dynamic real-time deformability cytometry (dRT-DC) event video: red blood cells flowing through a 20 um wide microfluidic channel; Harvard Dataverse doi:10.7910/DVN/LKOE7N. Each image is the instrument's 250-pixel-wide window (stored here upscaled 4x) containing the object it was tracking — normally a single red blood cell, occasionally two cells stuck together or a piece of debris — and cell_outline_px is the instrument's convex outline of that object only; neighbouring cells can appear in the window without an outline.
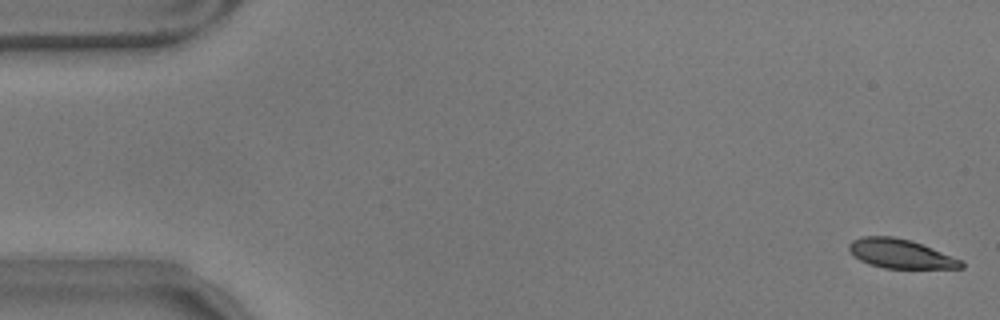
{"species": "common noctule bat (a hibernating species)", "species_latin": "Nyctalus noctula", "temperature_condition": "warm", "stored_images_in_passage": 55, "camera_frame_rate_fps": 3000, "um_per_image_px": 0.085, "animal": {"sex": "male", "body_mass_g": 17.9}, "frame": {"image": 1, "passage_image": 1, "time_ms": 0.0, "image_size_px": [1000, 320], "cell_outline_px": [[964, 268], [884, 268], [868, 264], [852, 256], [848, 248], [848, 244], [852, 240], [860, 236], [892, 236], [908, 240], [932, 248], [964, 260]], "centroid_in_image_um": [76.52, 21.57], "position_along_channel_um": 8.5, "area_um2": 19.13}}
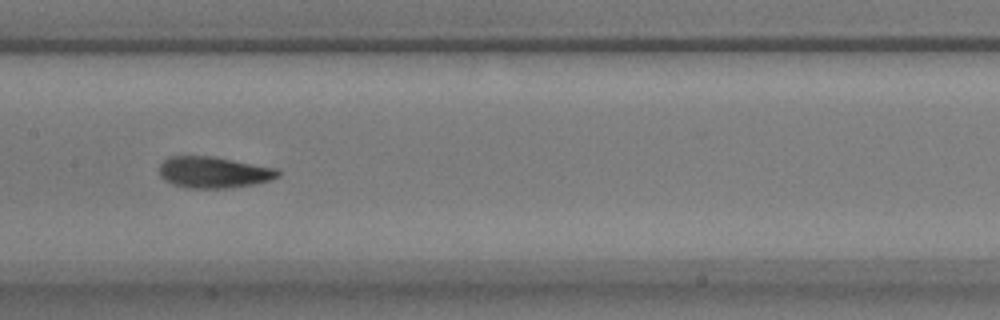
{"frame": {"image": 2, "passage_image": 28, "time_ms": 9.0, "image_size_px": [1000, 320], "cell_outline_px": [[280, 176], [272, 180], [232, 188], [184, 188], [172, 184], [164, 180], [160, 176], [160, 164], [168, 156], [212, 156], [276, 168], [280, 172]], "centroid_in_image_um": [18.15, 14.65], "position_along_channel_um": 189.3, "area_um2": 21.79}}
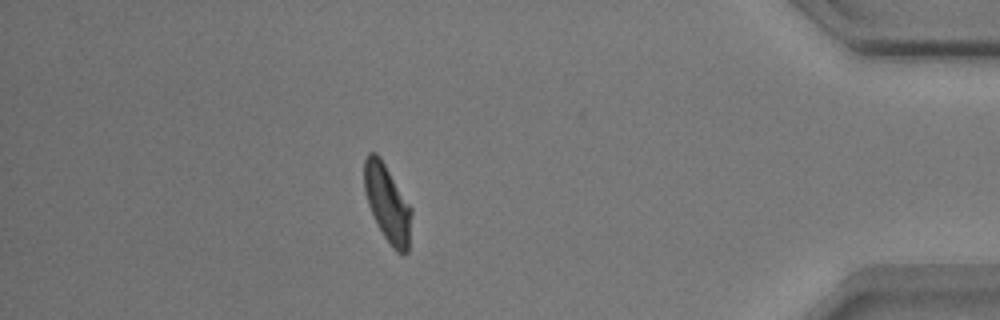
{"frame": {"image": 3, "passage_image": 50, "time_ms": 16.333, "image_size_px": [1000, 320], "cell_outline_px": [[412, 212], [408, 252], [404, 256], [396, 252], [392, 248], [376, 224], [368, 204], [364, 192], [364, 160], [368, 152], [376, 152], [380, 156], [412, 208]], "centroid_in_image_um": [32.93, 17.3], "position_along_channel_um": 402.3, "area_um2": 21.5}}